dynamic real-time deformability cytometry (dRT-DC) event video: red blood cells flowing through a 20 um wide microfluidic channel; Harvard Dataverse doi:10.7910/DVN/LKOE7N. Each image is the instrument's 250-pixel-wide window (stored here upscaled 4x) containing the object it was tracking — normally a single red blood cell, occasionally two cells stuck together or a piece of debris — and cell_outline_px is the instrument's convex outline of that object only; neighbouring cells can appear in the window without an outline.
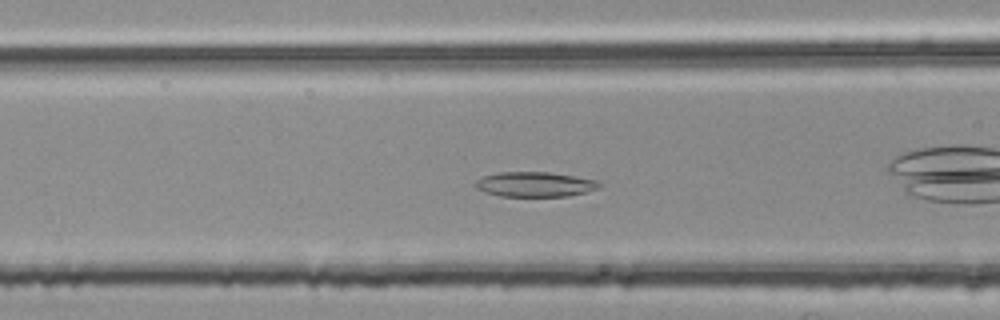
{"species": "common noctule bat (a hibernating species)", "species_latin": "Nyctalus noctula", "temperature_condition": "room temperature", "stored_images_in_passage": 50, "segment_of_instrument_passage": [2, 2], "camera_frame_rate_fps": 3000, "um_per_image_px": 0.085, "animal": {"sex": "female", "body_mass_g": 25.1}, "frame": {"image": 1, "passage_image": 19, "time_ms": 6.0, "image_size_px": [1000, 320], "cell_outline_px": [[600, 188], [568, 196], [500, 196], [484, 192], [476, 188], [476, 180], [484, 176], [500, 172], [548, 172], [596, 180], [600, 184]], "centroid_in_image_um": [45.44, 15.67], "position_along_channel_um": 121.2, "area_um2": 17.74}}
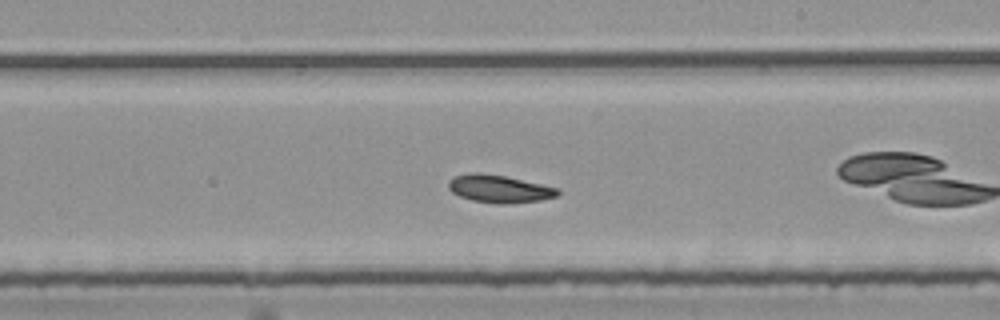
{"frame": {"image": 2, "passage_image": 29, "time_ms": 9.333, "image_size_px": [1000, 320], "cell_outline_px": [[560, 192], [556, 196], [540, 200], [512, 204], [496, 204], [472, 200], [460, 196], [452, 192], [448, 188], [448, 180], [456, 176], [472, 172], [480, 172], [504, 176], [560, 188]], "centroid_in_image_um": [42.43, 16.05], "position_along_channel_um": 246.6, "area_um2": 17.69}}
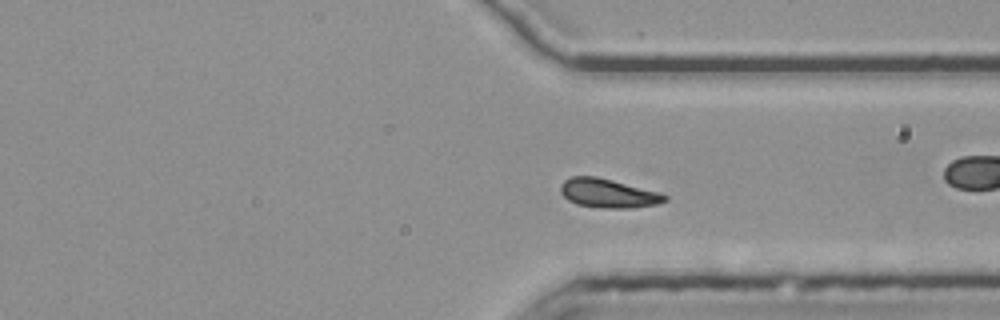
{"frame": {"image": 3, "passage_image": 38, "time_ms": 12.333, "image_size_px": [1000, 320], "cell_outline_px": [[668, 200], [656, 204], [632, 208], [600, 208], [576, 204], [568, 200], [560, 192], [560, 184], [564, 180], [572, 176], [596, 176], [660, 192], [668, 196]], "centroid_in_image_um": [51.68, 16.43], "position_along_channel_um": 359.7, "area_um2": 17.69}}